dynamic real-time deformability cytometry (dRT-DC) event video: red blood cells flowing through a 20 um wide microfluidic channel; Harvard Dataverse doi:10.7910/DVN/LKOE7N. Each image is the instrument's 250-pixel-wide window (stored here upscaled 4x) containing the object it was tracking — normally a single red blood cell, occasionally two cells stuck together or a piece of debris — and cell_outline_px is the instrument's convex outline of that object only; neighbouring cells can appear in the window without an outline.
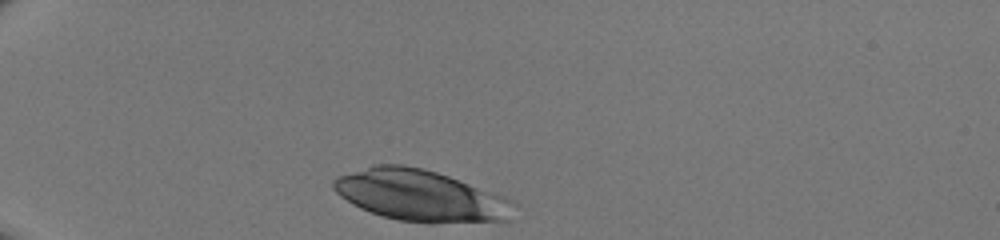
{"species": "human", "species_latin": "Homo sapiens", "temperature_condition": "room temperature", "stored_images_in_passage": 29, "camera_frame_rate_fps": 3000, "um_per_image_px": 0.085, "donor": {"sex": "male"}, "frame": {"image": 1, "passage_image": 1, "time_ms": 0.0, "image_size_px": [1000, 240], "cell_outline_px": [[520, 204], [512, 220], [508, 224], [432, 224], [400, 220], [384, 216], [360, 208], [352, 204], [340, 196], [332, 188], [332, 180], [336, 176], [372, 164], [404, 164], [424, 168], [448, 176], [516, 200]], "centroid_in_image_um": [35.91, 16.68], "position_along_channel_um": 49.1, "area_um2": 56.01}}
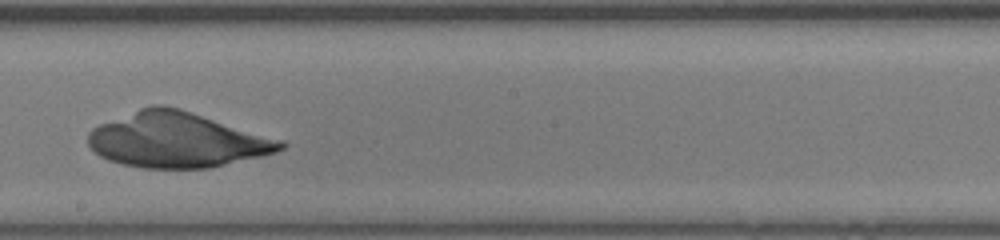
{"frame": {"image": 2, "passage_image": 17, "time_ms": 5.333, "image_size_px": [1000, 240], "cell_outline_px": [[288, 144], [284, 148], [276, 152], [260, 156], [208, 168], [144, 168], [124, 164], [108, 160], [100, 156], [88, 144], [88, 132], [92, 128], [100, 124], [140, 108], [152, 104], [160, 104], [180, 108], [284, 140]], "centroid_in_image_um": [15.06, 11.88], "position_along_channel_um": 233.1, "area_um2": 61.73}}
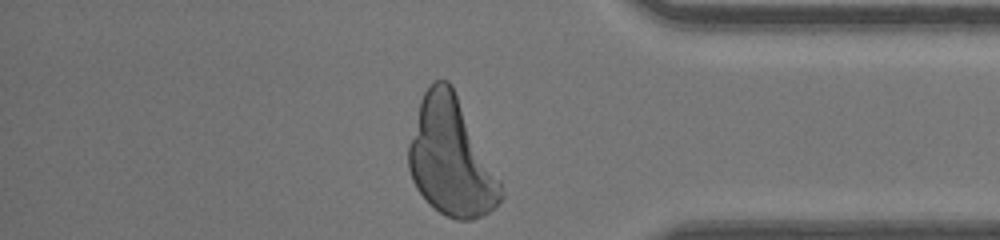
{"frame": {"image": 3, "passage_image": 29, "time_ms": 9.333, "image_size_px": [1000, 240], "cell_outline_px": [[504, 196], [496, 208], [484, 216], [472, 220], [456, 220], [440, 212], [428, 204], [416, 188], [412, 180], [408, 168], [408, 144], [420, 100], [428, 84], [432, 80], [448, 80], [452, 84], [500, 180], [504, 192]], "centroid_in_image_um": [38.33, 13.39], "position_along_channel_um": 396.9, "area_um2": 63.7}}